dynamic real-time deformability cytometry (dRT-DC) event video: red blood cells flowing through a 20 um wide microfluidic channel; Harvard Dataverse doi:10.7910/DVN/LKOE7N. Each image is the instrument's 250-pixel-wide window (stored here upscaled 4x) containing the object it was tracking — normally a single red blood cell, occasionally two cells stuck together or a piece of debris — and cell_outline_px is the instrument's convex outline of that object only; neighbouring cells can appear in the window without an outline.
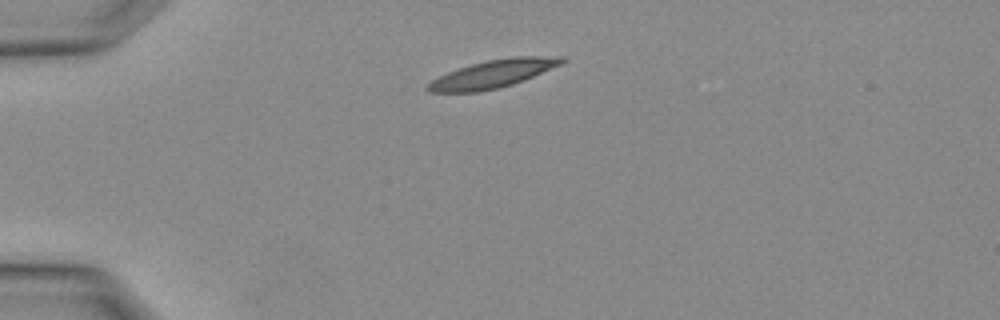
{"species": "Egyptian fruit bat (a non-hibernating species)", "species_latin": "Rousettus aegyptiacus", "temperature_condition": "warm", "stored_images_in_passage": 1, "camera_frame_rate_fps": 3000, "um_per_image_px": 0.085, "animal": {"sex": "female"}, "frame": {"image": 1, "passage_image": 1, "time_ms": 0.0, "image_size_px": [1000, 320], "cell_outline_px": [[568, 60], [560, 64], [524, 80], [512, 84], [496, 88], [476, 92], [428, 92], [424, 88], [432, 80], [448, 72], [472, 64], [488, 60], [512, 56], [564, 56]], "centroid_in_image_um": [41.91, 6.27], "position_along_channel_um": 43.1, "area_um2": 21.5}}